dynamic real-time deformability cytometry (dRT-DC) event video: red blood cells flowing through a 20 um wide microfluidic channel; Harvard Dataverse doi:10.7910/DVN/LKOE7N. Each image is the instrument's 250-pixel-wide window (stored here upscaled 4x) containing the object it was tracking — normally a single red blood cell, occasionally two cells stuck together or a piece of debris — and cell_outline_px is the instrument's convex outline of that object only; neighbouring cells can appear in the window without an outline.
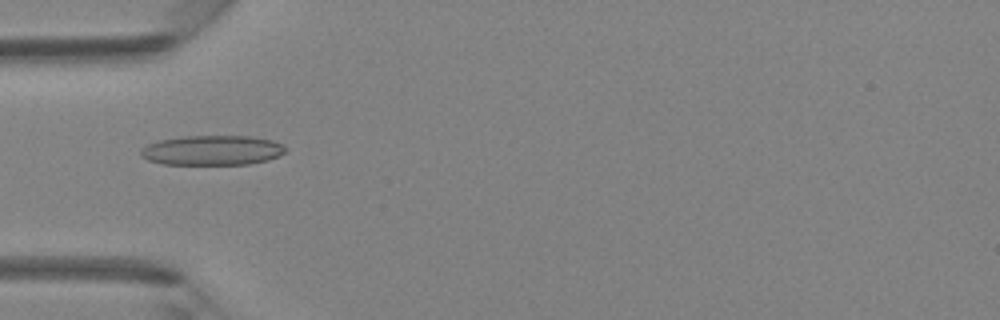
{"species": "Egyptian fruit bat (a non-hibernating species)", "species_latin": "Rousettus aegyptiacus", "temperature_condition": "room temperature", "stored_images_in_passage": 29, "camera_frame_rate_fps": 3000, "um_per_image_px": 0.085, "animal": {"sex": "female"}, "frame": {"image": 1, "passage_image": 1, "time_ms": 0.0, "image_size_px": [1000, 320], "cell_outline_px": [[284, 152], [280, 156], [268, 160], [248, 164], [164, 164], [148, 160], [140, 156], [140, 148], [148, 144], [160, 140], [184, 136], [252, 136], [272, 140], [284, 144]], "centroid_in_image_um": [18.04, 12.77], "position_along_channel_um": 67.0, "area_um2": 25.2}}
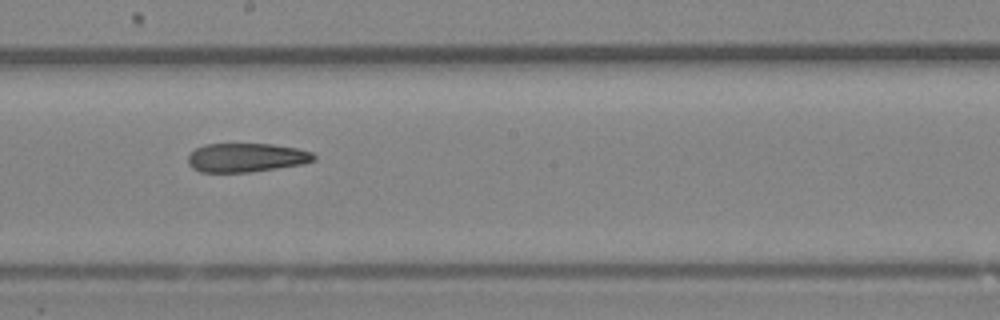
{"frame": {"image": 2, "passage_image": 11, "time_ms": 3.333, "image_size_px": [1000, 320], "cell_outline_px": [[316, 160], [304, 164], [248, 172], [200, 172], [192, 168], [188, 164], [188, 156], [196, 148], [204, 144], [272, 144], [296, 148], [312, 152], [316, 156]], "centroid_in_image_um": [20.94, 13.39], "position_along_channel_um": 227.3, "area_um2": 21.21}}
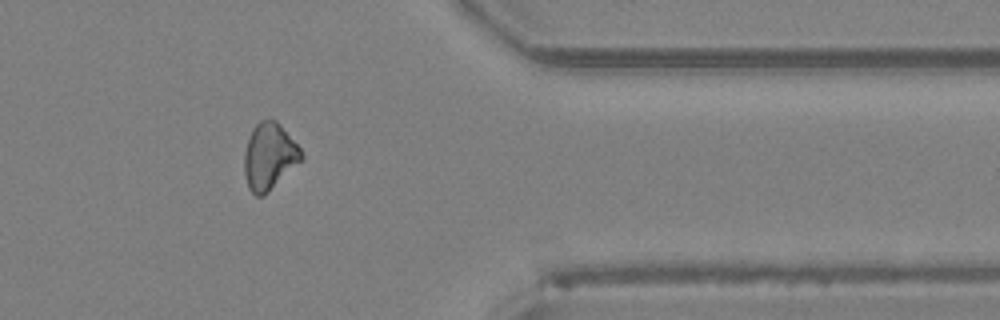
{"frame": {"image": 3, "passage_image": 22, "time_ms": 7.0, "image_size_px": [1000, 320], "cell_outline_px": [[304, 156], [264, 196], [256, 196], [248, 188], [244, 172], [244, 152], [252, 128], [260, 120], [268, 116], [276, 120], [280, 124], [300, 148]], "centroid_in_image_um": [22.85, 13.25], "position_along_channel_um": 388.5, "area_um2": 22.02}}